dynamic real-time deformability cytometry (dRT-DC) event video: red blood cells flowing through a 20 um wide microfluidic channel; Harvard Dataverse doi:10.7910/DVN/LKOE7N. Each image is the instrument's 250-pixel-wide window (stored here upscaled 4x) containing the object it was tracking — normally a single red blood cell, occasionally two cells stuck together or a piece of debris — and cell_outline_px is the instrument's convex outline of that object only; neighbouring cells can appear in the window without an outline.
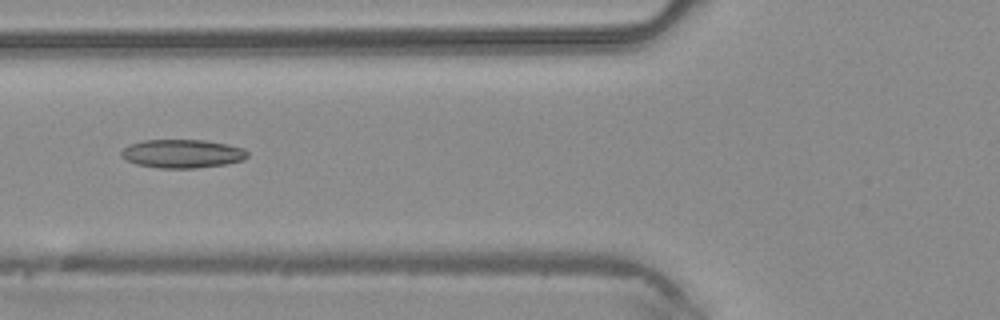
{"species": "common noctule bat (a hibernating species)", "species_latin": "Nyctalus noctula", "temperature_condition": "warm", "stored_images_in_passage": 5, "camera_frame_rate_fps": 3000, "um_per_image_px": 0.085, "animal": {"sex": "male", "body_mass_g": 20.4}, "frame": {"image": 1, "passage_image": 5, "time_ms": 1.333, "image_size_px": [1000, 320], "cell_outline_px": [[248, 156], [244, 160], [228, 164], [196, 168], [160, 168], [136, 164], [120, 156], [120, 152], [128, 144], [144, 140], [204, 140], [228, 144], [244, 148], [248, 152]], "centroid_in_image_um": [15.52, 13.06], "position_along_channel_um": 110.3, "area_um2": 21.15}}